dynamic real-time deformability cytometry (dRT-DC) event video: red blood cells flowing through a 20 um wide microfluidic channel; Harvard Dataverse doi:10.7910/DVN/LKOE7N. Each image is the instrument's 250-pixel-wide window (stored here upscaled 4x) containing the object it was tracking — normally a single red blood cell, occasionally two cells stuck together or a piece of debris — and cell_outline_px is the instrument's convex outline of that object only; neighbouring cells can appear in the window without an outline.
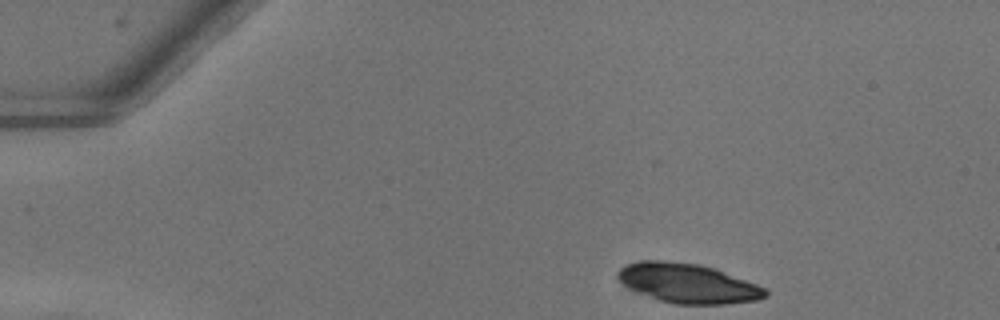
{"species": "common noctule bat (a hibernating species)", "species_latin": "Nyctalus noctula", "temperature_condition": "warm", "stored_images_in_passage": 44, "camera_frame_rate_fps": 3000, "um_per_image_px": 0.085, "animal": {"sex": "female"}, "frame": {"image": 1, "passage_image": 1, "time_ms": 0.0, "image_size_px": [1000, 320], "cell_outline_px": [[768, 296], [756, 300], [724, 304], [676, 304], [660, 300], [632, 288], [624, 284], [616, 276], [616, 272], [620, 268], [628, 264], [640, 260], [664, 260], [700, 264], [716, 268], [756, 284], [764, 288], [768, 292]], "centroid_in_image_um": [58.49, 24.06], "position_along_channel_um": 26.5, "area_um2": 33.64}}